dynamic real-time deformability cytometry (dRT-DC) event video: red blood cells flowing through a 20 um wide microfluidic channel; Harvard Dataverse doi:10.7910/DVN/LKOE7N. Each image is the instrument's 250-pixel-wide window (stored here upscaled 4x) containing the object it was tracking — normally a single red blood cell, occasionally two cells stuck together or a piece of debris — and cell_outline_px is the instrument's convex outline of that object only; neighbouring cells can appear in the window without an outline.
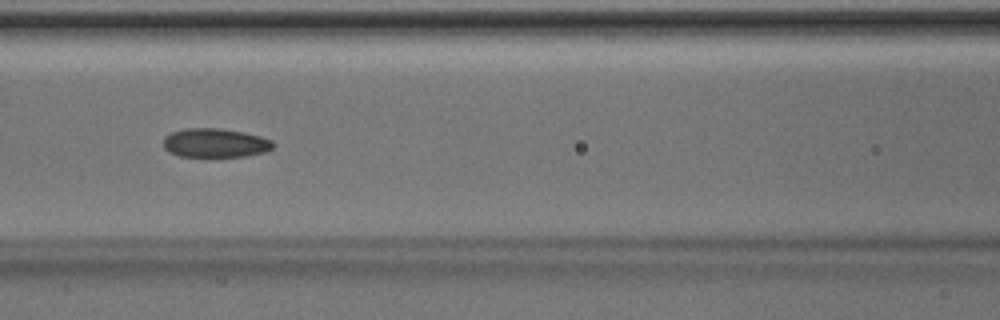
{"species": "Egyptian fruit bat (a non-hibernating species)", "species_latin": "Rousettus aegyptiacus", "temperature_condition": "room temperature", "stored_images_in_passage": 40, "camera_frame_rate_fps": 3000, "um_per_image_px": 0.085, "animal": {"sex": "male"}, "frame": {"image": 1, "passage_image": 12, "time_ms": 3.667, "image_size_px": [1000, 320], "cell_outline_px": [[276, 144], [272, 148], [264, 152], [244, 156], [180, 156], [168, 152], [164, 148], [164, 136], [172, 132], [184, 128], [216, 128], [244, 132], [260, 136], [272, 140]], "centroid_in_image_um": [18.28, 12.14], "position_along_channel_um": 148.3, "area_um2": 18.5}}
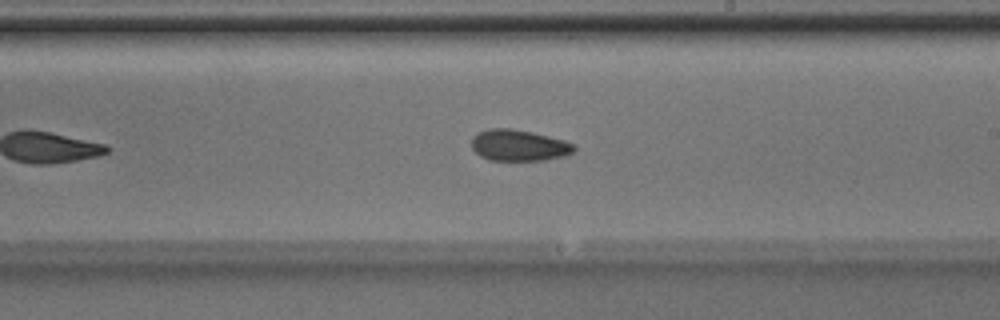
{"frame": {"image": 2, "passage_image": 19, "time_ms": 6.0, "image_size_px": [1000, 320], "cell_outline_px": [[576, 148], [568, 156], [544, 160], [488, 160], [480, 156], [472, 148], [472, 136], [476, 132], [488, 128], [512, 128], [532, 132], [564, 140], [572, 144]], "centroid_in_image_um": [44.08, 12.35], "position_along_channel_um": 244.9, "area_um2": 18.84}}
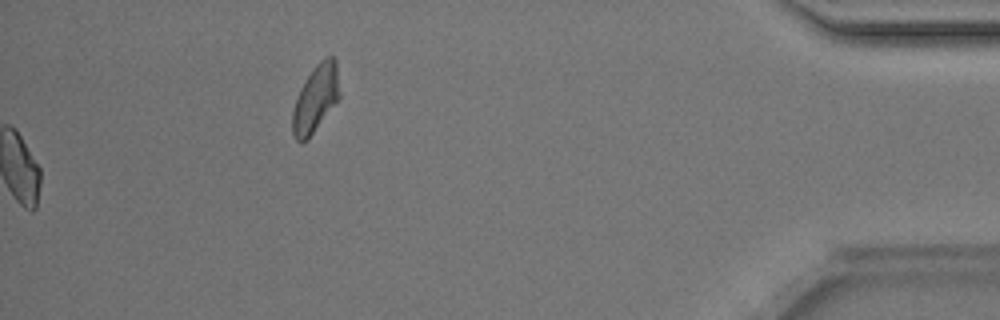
{"frame": {"image": 3, "passage_image": 40, "time_ms": 13.0, "image_size_px": [1000, 320], "cell_outline_px": [[340, 96], [308, 140], [300, 144], [296, 140], [292, 132], [292, 112], [300, 88], [316, 64], [324, 56], [332, 56], [336, 60]], "centroid_in_image_um": [26.81, 8.4], "position_along_channel_um": 408.4, "area_um2": 18.32}, "authors_computed_cell_mechanics": {"area_um2": 18.5538, "velocity_mm_per_s": 4.1556, "shape_relaxation_time_tau1_ms": 4.3556, "shape_relaxation_time_tau2_ms": 3.316, "deformation_change_tau1": 0.1013, "deformation_change_tau2": 0.0793}}